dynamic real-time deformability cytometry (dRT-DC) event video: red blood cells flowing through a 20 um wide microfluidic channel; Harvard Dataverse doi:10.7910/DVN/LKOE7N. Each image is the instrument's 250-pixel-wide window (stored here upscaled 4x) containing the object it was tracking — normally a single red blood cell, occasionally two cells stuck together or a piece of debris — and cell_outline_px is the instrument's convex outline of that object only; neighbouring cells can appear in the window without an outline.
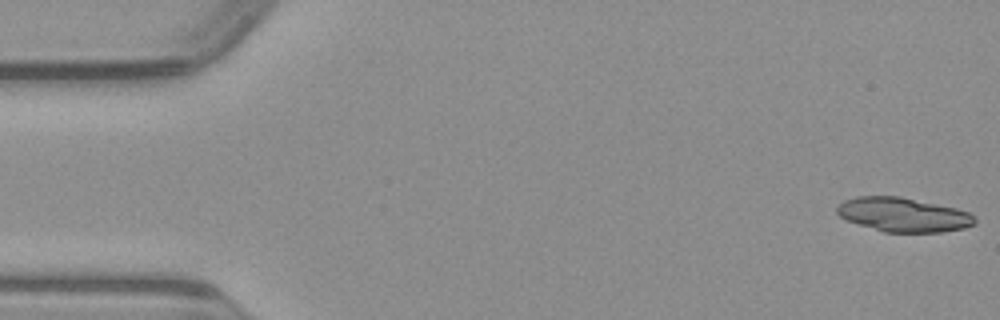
{"species": "common noctule bat (a hibernating species)", "species_latin": "Nyctalus noctula", "temperature_condition": "warm", "stored_images_in_passage": 50, "segment_of_instrument_passage": [1, 2], "camera_frame_rate_fps": 3000, "um_per_image_px": 0.085, "animal": {"sex": "male", "body_mass_g": 23.1, "forearm_length_mm": 52.7}, "frame": {"image": 1, "passage_image": 1, "time_ms": 0.0, "image_size_px": [1000, 320], "cell_outline_px": [[976, 224], [964, 228], [944, 232], [884, 232], [848, 220], [840, 216], [836, 212], [836, 208], [844, 200], [856, 196], [900, 196], [956, 208], [968, 212], [976, 216]], "centroid_in_image_um": [76.81, 18.25], "position_along_channel_um": 8.2, "area_um2": 27.4}}